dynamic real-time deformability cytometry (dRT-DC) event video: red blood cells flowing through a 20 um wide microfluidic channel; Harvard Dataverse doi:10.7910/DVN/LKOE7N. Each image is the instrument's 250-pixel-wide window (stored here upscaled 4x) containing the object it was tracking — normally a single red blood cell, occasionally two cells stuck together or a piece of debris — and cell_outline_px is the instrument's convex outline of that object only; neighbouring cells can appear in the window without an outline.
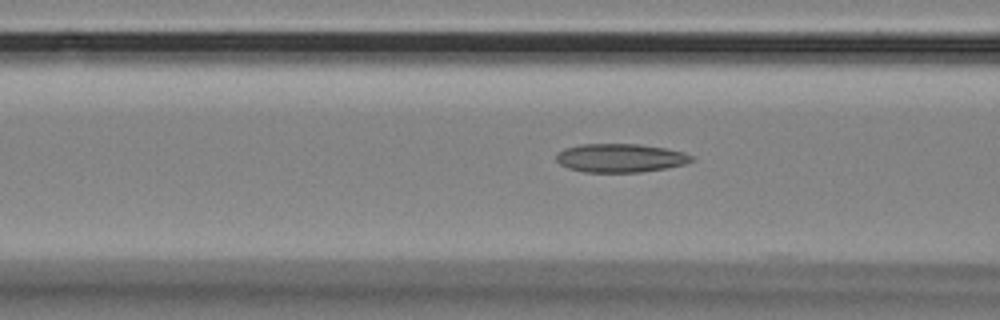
{"species": "Egyptian fruit bat (a non-hibernating species)", "species_latin": "Rousettus aegyptiacus", "temperature_condition": "room temperature", "stored_images_in_passage": 39, "camera_frame_rate_fps": 3000, "um_per_image_px": 0.085, "animal": {"sex": "female"}, "frame": {"image": 1, "passage_image": 4, "time_ms": 1.0, "image_size_px": [1000, 320], "cell_outline_px": [[696, 160], [684, 164], [664, 168], [640, 172], [584, 172], [568, 168], [560, 164], [556, 160], [556, 152], [564, 148], [580, 144], [640, 144], [664, 148], [684, 152], [692, 156]], "centroid_in_image_um": [52.7, 13.42], "position_along_channel_um": 113.9, "area_um2": 22.6}}
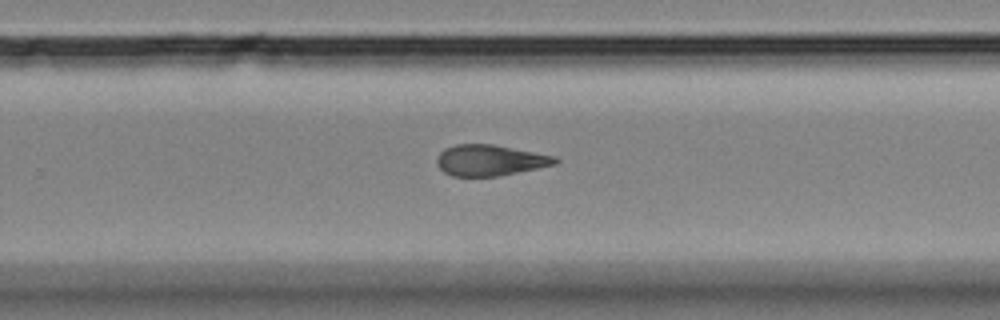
{"frame": {"image": 2, "passage_image": 19, "time_ms": 6.0, "image_size_px": [1000, 320], "cell_outline_px": [[560, 160], [556, 164], [500, 176], [452, 176], [444, 172], [436, 164], [436, 160], [440, 152], [444, 148], [456, 144], [492, 144], [556, 156]], "centroid_in_image_um": [41.64, 13.62], "position_along_channel_um": 288.2, "area_um2": 21.39}}
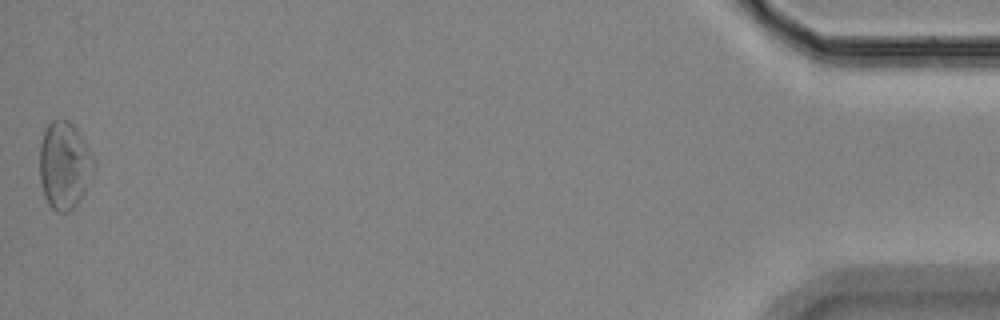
{"frame": {"image": 3, "passage_image": 39, "time_ms": 12.667, "image_size_px": [1000, 320], "cell_outline_px": [[96, 168], [84, 192], [76, 204], [68, 212], [56, 212], [48, 204], [44, 196], [40, 180], [40, 144], [44, 132], [48, 124], [52, 120], [68, 120], [76, 128], [96, 160]], "centroid_in_image_um": [5.48, 14.06], "position_along_channel_um": 429.7, "area_um2": 27.63}}